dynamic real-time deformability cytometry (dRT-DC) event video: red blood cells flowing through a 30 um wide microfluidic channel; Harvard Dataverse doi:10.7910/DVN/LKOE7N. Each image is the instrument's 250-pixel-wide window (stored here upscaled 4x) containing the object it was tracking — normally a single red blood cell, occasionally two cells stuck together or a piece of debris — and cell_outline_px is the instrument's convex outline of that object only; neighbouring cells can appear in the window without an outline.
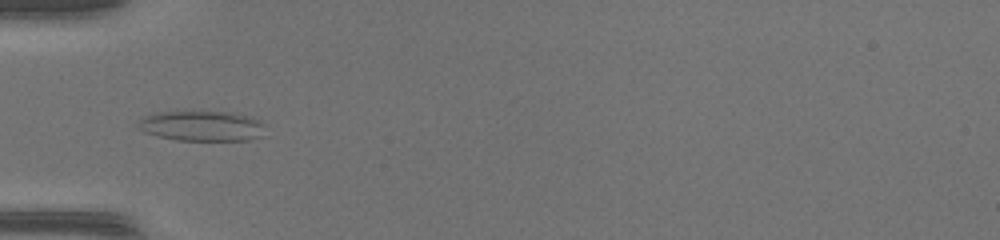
{"species": "common noctule bat (a hibernating species)", "species_latin": "Nyctalus noctula", "temperature_condition": "warm", "stored_images_in_passage": 50, "camera_frame_rate_fps": 3000, "um_per_image_px": 0.085, "animal": {"sex": "female", "body_mass_g": 17.0, "forearm_length_mm": 48.0}, "frame": {"image": 1, "passage_image": 17, "time_ms": 5.333, "image_size_px": [1000, 240], "cell_outline_px": [[268, 136], [248, 140], [176, 140], [156, 136], [144, 132], [140, 128], [140, 120], [148, 116], [160, 112], [232, 112], [260, 120], [268, 124]], "centroid_in_image_um": [17.34, 10.73], "position_along_channel_um": 67.7, "area_um2": 22.6}}
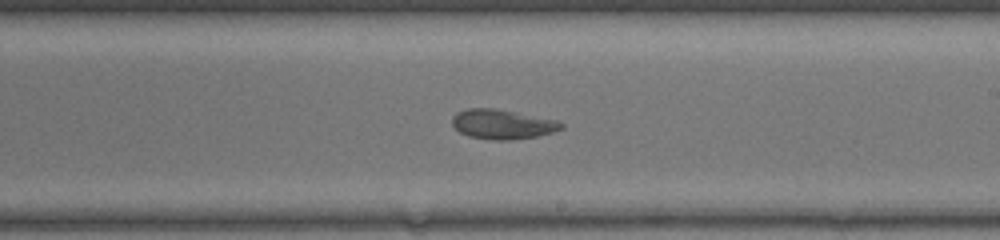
{"frame": {"image": 2, "passage_image": 30, "time_ms": 9.667, "image_size_px": [1000, 240], "cell_outline_px": [[564, 128], [552, 132], [536, 136], [512, 140], [492, 140], [468, 136], [460, 132], [452, 124], [452, 116], [456, 112], [468, 108], [492, 108], [556, 120], [564, 124]], "centroid_in_image_um": [42.67, 10.56], "position_along_channel_um": 246.3, "area_um2": 18.67}}
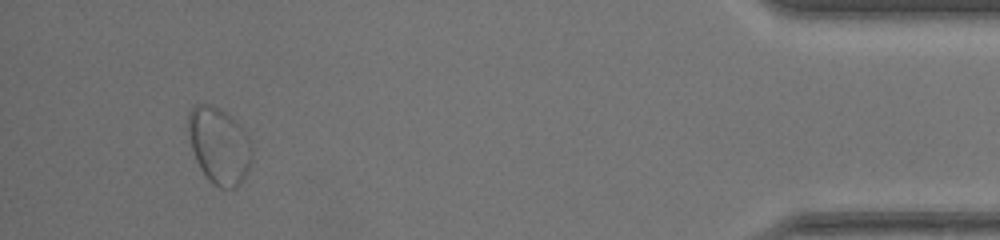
{"frame": {"image": 3, "passage_image": 47, "time_ms": 15.333, "image_size_px": [1000, 240], "cell_outline_px": [[252, 156], [248, 168], [240, 184], [236, 188], [220, 188], [212, 184], [208, 180], [200, 168], [196, 160], [192, 148], [188, 128], [188, 112], [196, 104], [212, 104], [224, 112], [240, 124], [248, 136], [252, 148]], "centroid_in_image_um": [18.63, 12.38], "position_along_channel_um": 416.6, "area_um2": 28.32}, "authors_computed_cell_mechanics": {"area_um2": 23.3223, "velocity_mm_per_s": 4.1563, "shape_relaxation_time_tau1_ms": null, "shape_relaxation_time_tau2_ms": 4.0075, "deformation_change_tau1": null, "deformation_change_tau2": 0.0997}}